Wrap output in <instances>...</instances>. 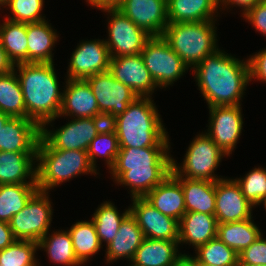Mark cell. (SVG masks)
<instances>
[{"label": "cell", "instance_id": "6da1fadb", "mask_svg": "<svg viewBox=\"0 0 266 266\" xmlns=\"http://www.w3.org/2000/svg\"><path fill=\"white\" fill-rule=\"evenodd\" d=\"M195 78L208 106L240 105L250 79L249 61L216 50L195 68Z\"/></svg>", "mask_w": 266, "mask_h": 266}, {"label": "cell", "instance_id": "7a4b0ae2", "mask_svg": "<svg viewBox=\"0 0 266 266\" xmlns=\"http://www.w3.org/2000/svg\"><path fill=\"white\" fill-rule=\"evenodd\" d=\"M169 148H120L111 173L117 182L132 187V198L144 197L171 174Z\"/></svg>", "mask_w": 266, "mask_h": 266}, {"label": "cell", "instance_id": "3957f363", "mask_svg": "<svg viewBox=\"0 0 266 266\" xmlns=\"http://www.w3.org/2000/svg\"><path fill=\"white\" fill-rule=\"evenodd\" d=\"M19 82L27 119L40 128L59 117L63 93L59 92L53 63H18Z\"/></svg>", "mask_w": 266, "mask_h": 266}, {"label": "cell", "instance_id": "277c9868", "mask_svg": "<svg viewBox=\"0 0 266 266\" xmlns=\"http://www.w3.org/2000/svg\"><path fill=\"white\" fill-rule=\"evenodd\" d=\"M149 97H138L124 113L108 124L115 130L119 147H168L169 141L157 109Z\"/></svg>", "mask_w": 266, "mask_h": 266}, {"label": "cell", "instance_id": "5b68a950", "mask_svg": "<svg viewBox=\"0 0 266 266\" xmlns=\"http://www.w3.org/2000/svg\"><path fill=\"white\" fill-rule=\"evenodd\" d=\"M36 159L40 163L36 170V184L40 191L50 188L81 173H95L85 150H62L51 148L39 138Z\"/></svg>", "mask_w": 266, "mask_h": 266}, {"label": "cell", "instance_id": "8992f818", "mask_svg": "<svg viewBox=\"0 0 266 266\" xmlns=\"http://www.w3.org/2000/svg\"><path fill=\"white\" fill-rule=\"evenodd\" d=\"M213 23V20L169 23L162 36L188 67L193 65L195 68L218 50Z\"/></svg>", "mask_w": 266, "mask_h": 266}, {"label": "cell", "instance_id": "52a82bcc", "mask_svg": "<svg viewBox=\"0 0 266 266\" xmlns=\"http://www.w3.org/2000/svg\"><path fill=\"white\" fill-rule=\"evenodd\" d=\"M227 155L223 152L213 140L206 134L199 135L191 142L189 149L185 155L184 163L181 169L176 165L172 158L173 176H183L188 179L218 181L214 170L219 165L222 156Z\"/></svg>", "mask_w": 266, "mask_h": 266}, {"label": "cell", "instance_id": "ba28073f", "mask_svg": "<svg viewBox=\"0 0 266 266\" xmlns=\"http://www.w3.org/2000/svg\"><path fill=\"white\" fill-rule=\"evenodd\" d=\"M156 86H167L188 69L163 36H151L140 53Z\"/></svg>", "mask_w": 266, "mask_h": 266}, {"label": "cell", "instance_id": "9c48e42d", "mask_svg": "<svg viewBox=\"0 0 266 266\" xmlns=\"http://www.w3.org/2000/svg\"><path fill=\"white\" fill-rule=\"evenodd\" d=\"M48 193L38 190L27 205L9 222L10 228L17 240L38 242L49 231L52 209Z\"/></svg>", "mask_w": 266, "mask_h": 266}, {"label": "cell", "instance_id": "30bf717a", "mask_svg": "<svg viewBox=\"0 0 266 266\" xmlns=\"http://www.w3.org/2000/svg\"><path fill=\"white\" fill-rule=\"evenodd\" d=\"M85 80L96 98L100 114L108 123L117 115L124 113L128 105L138 98L131 88L115 80L109 70Z\"/></svg>", "mask_w": 266, "mask_h": 266}, {"label": "cell", "instance_id": "8fae6325", "mask_svg": "<svg viewBox=\"0 0 266 266\" xmlns=\"http://www.w3.org/2000/svg\"><path fill=\"white\" fill-rule=\"evenodd\" d=\"M108 124L105 118H77L55 132L41 127V138L53 149L85 150Z\"/></svg>", "mask_w": 266, "mask_h": 266}, {"label": "cell", "instance_id": "7c38bea8", "mask_svg": "<svg viewBox=\"0 0 266 266\" xmlns=\"http://www.w3.org/2000/svg\"><path fill=\"white\" fill-rule=\"evenodd\" d=\"M102 10L109 12L112 16L108 28L110 37L108 41H105L111 57L140 54L151 36L136 26L116 7L102 8Z\"/></svg>", "mask_w": 266, "mask_h": 266}, {"label": "cell", "instance_id": "4fadbf2b", "mask_svg": "<svg viewBox=\"0 0 266 266\" xmlns=\"http://www.w3.org/2000/svg\"><path fill=\"white\" fill-rule=\"evenodd\" d=\"M116 8L150 36H162L169 24L167 0H122Z\"/></svg>", "mask_w": 266, "mask_h": 266}, {"label": "cell", "instance_id": "5bb4252c", "mask_svg": "<svg viewBox=\"0 0 266 266\" xmlns=\"http://www.w3.org/2000/svg\"><path fill=\"white\" fill-rule=\"evenodd\" d=\"M130 209L144 237L157 240L178 241L179 221L162 214L143 197H134Z\"/></svg>", "mask_w": 266, "mask_h": 266}, {"label": "cell", "instance_id": "9a60e30c", "mask_svg": "<svg viewBox=\"0 0 266 266\" xmlns=\"http://www.w3.org/2000/svg\"><path fill=\"white\" fill-rule=\"evenodd\" d=\"M210 129L207 134L213 142L226 154L236 146L242 130L240 105L211 106Z\"/></svg>", "mask_w": 266, "mask_h": 266}, {"label": "cell", "instance_id": "2e32d148", "mask_svg": "<svg viewBox=\"0 0 266 266\" xmlns=\"http://www.w3.org/2000/svg\"><path fill=\"white\" fill-rule=\"evenodd\" d=\"M216 207L214 216L218 224L251 218L252 204L245 198L236 180L215 182Z\"/></svg>", "mask_w": 266, "mask_h": 266}, {"label": "cell", "instance_id": "e0dca14e", "mask_svg": "<svg viewBox=\"0 0 266 266\" xmlns=\"http://www.w3.org/2000/svg\"><path fill=\"white\" fill-rule=\"evenodd\" d=\"M111 55L105 41L82 42L72 54L67 79L85 80L109 70Z\"/></svg>", "mask_w": 266, "mask_h": 266}, {"label": "cell", "instance_id": "ac0fdd59", "mask_svg": "<svg viewBox=\"0 0 266 266\" xmlns=\"http://www.w3.org/2000/svg\"><path fill=\"white\" fill-rule=\"evenodd\" d=\"M109 72L115 80L131 88L138 97H149L150 92L157 87L141 54L111 57Z\"/></svg>", "mask_w": 266, "mask_h": 266}, {"label": "cell", "instance_id": "d6986e66", "mask_svg": "<svg viewBox=\"0 0 266 266\" xmlns=\"http://www.w3.org/2000/svg\"><path fill=\"white\" fill-rule=\"evenodd\" d=\"M41 128L31 119L10 117L0 130V151L36 152Z\"/></svg>", "mask_w": 266, "mask_h": 266}, {"label": "cell", "instance_id": "ffe728a7", "mask_svg": "<svg viewBox=\"0 0 266 266\" xmlns=\"http://www.w3.org/2000/svg\"><path fill=\"white\" fill-rule=\"evenodd\" d=\"M63 92L59 116L64 114L77 118H104L99 111L96 98L86 80L68 79Z\"/></svg>", "mask_w": 266, "mask_h": 266}, {"label": "cell", "instance_id": "44dd1931", "mask_svg": "<svg viewBox=\"0 0 266 266\" xmlns=\"http://www.w3.org/2000/svg\"><path fill=\"white\" fill-rule=\"evenodd\" d=\"M143 198L162 214L178 221L186 213L181 183L172 174L167 176Z\"/></svg>", "mask_w": 266, "mask_h": 266}, {"label": "cell", "instance_id": "7402d4cb", "mask_svg": "<svg viewBox=\"0 0 266 266\" xmlns=\"http://www.w3.org/2000/svg\"><path fill=\"white\" fill-rule=\"evenodd\" d=\"M217 230L218 221L214 215L186 212L179 221L178 242H190L197 249L216 238Z\"/></svg>", "mask_w": 266, "mask_h": 266}, {"label": "cell", "instance_id": "603a6c76", "mask_svg": "<svg viewBox=\"0 0 266 266\" xmlns=\"http://www.w3.org/2000/svg\"><path fill=\"white\" fill-rule=\"evenodd\" d=\"M36 152L0 151V185L1 184H36V168L33 160ZM33 159V160H32ZM31 176V182L26 177Z\"/></svg>", "mask_w": 266, "mask_h": 266}, {"label": "cell", "instance_id": "cb8c5ba5", "mask_svg": "<svg viewBox=\"0 0 266 266\" xmlns=\"http://www.w3.org/2000/svg\"><path fill=\"white\" fill-rule=\"evenodd\" d=\"M184 193L186 212L214 215L216 207L215 182L174 176Z\"/></svg>", "mask_w": 266, "mask_h": 266}, {"label": "cell", "instance_id": "d4e9b609", "mask_svg": "<svg viewBox=\"0 0 266 266\" xmlns=\"http://www.w3.org/2000/svg\"><path fill=\"white\" fill-rule=\"evenodd\" d=\"M144 238L143 231L138 226L136 219L129 213L121 222L117 235L107 245V262L121 257L132 260Z\"/></svg>", "mask_w": 266, "mask_h": 266}, {"label": "cell", "instance_id": "484cf974", "mask_svg": "<svg viewBox=\"0 0 266 266\" xmlns=\"http://www.w3.org/2000/svg\"><path fill=\"white\" fill-rule=\"evenodd\" d=\"M218 4L219 0H167L168 23L213 20L212 13Z\"/></svg>", "mask_w": 266, "mask_h": 266}, {"label": "cell", "instance_id": "4316f807", "mask_svg": "<svg viewBox=\"0 0 266 266\" xmlns=\"http://www.w3.org/2000/svg\"><path fill=\"white\" fill-rule=\"evenodd\" d=\"M178 241L144 238L131 261L139 266H172L177 256Z\"/></svg>", "mask_w": 266, "mask_h": 266}, {"label": "cell", "instance_id": "83f0119b", "mask_svg": "<svg viewBox=\"0 0 266 266\" xmlns=\"http://www.w3.org/2000/svg\"><path fill=\"white\" fill-rule=\"evenodd\" d=\"M28 40V63H53L52 47L57 41L56 33L43 20L26 24Z\"/></svg>", "mask_w": 266, "mask_h": 266}, {"label": "cell", "instance_id": "f1b7e54d", "mask_svg": "<svg viewBox=\"0 0 266 266\" xmlns=\"http://www.w3.org/2000/svg\"><path fill=\"white\" fill-rule=\"evenodd\" d=\"M261 236L258 227L250 219L218 224L217 238L238 254Z\"/></svg>", "mask_w": 266, "mask_h": 266}, {"label": "cell", "instance_id": "f546056e", "mask_svg": "<svg viewBox=\"0 0 266 266\" xmlns=\"http://www.w3.org/2000/svg\"><path fill=\"white\" fill-rule=\"evenodd\" d=\"M38 190L37 184H1L0 220L9 223Z\"/></svg>", "mask_w": 266, "mask_h": 266}, {"label": "cell", "instance_id": "4dcf8cb0", "mask_svg": "<svg viewBox=\"0 0 266 266\" xmlns=\"http://www.w3.org/2000/svg\"><path fill=\"white\" fill-rule=\"evenodd\" d=\"M0 40L8 58L14 63H28V40L26 23L6 19L0 26Z\"/></svg>", "mask_w": 266, "mask_h": 266}, {"label": "cell", "instance_id": "1f68e13d", "mask_svg": "<svg viewBox=\"0 0 266 266\" xmlns=\"http://www.w3.org/2000/svg\"><path fill=\"white\" fill-rule=\"evenodd\" d=\"M0 111L11 117L27 119L22 88L15 69L10 73L0 74Z\"/></svg>", "mask_w": 266, "mask_h": 266}, {"label": "cell", "instance_id": "d6a6232c", "mask_svg": "<svg viewBox=\"0 0 266 266\" xmlns=\"http://www.w3.org/2000/svg\"><path fill=\"white\" fill-rule=\"evenodd\" d=\"M68 232L72 239L75 255L82 264L101 248L92 220L90 222H77Z\"/></svg>", "mask_w": 266, "mask_h": 266}, {"label": "cell", "instance_id": "836d02e7", "mask_svg": "<svg viewBox=\"0 0 266 266\" xmlns=\"http://www.w3.org/2000/svg\"><path fill=\"white\" fill-rule=\"evenodd\" d=\"M46 234L38 241V248H45L54 263L76 266L82 264L76 257L69 232H56L51 238Z\"/></svg>", "mask_w": 266, "mask_h": 266}, {"label": "cell", "instance_id": "e575fe53", "mask_svg": "<svg viewBox=\"0 0 266 266\" xmlns=\"http://www.w3.org/2000/svg\"><path fill=\"white\" fill-rule=\"evenodd\" d=\"M130 213V209L120 216L115 206L110 202L102 204L94 213L92 222L95 225L100 244L102 241L109 245L117 235L119 226L123 219Z\"/></svg>", "mask_w": 266, "mask_h": 266}, {"label": "cell", "instance_id": "d590c367", "mask_svg": "<svg viewBox=\"0 0 266 266\" xmlns=\"http://www.w3.org/2000/svg\"><path fill=\"white\" fill-rule=\"evenodd\" d=\"M119 142L115 130L107 124L102 131L91 141L87 150L91 166L95 169L96 156L106 157V163L111 169L114 166L116 157L119 153Z\"/></svg>", "mask_w": 266, "mask_h": 266}, {"label": "cell", "instance_id": "8d00e7d4", "mask_svg": "<svg viewBox=\"0 0 266 266\" xmlns=\"http://www.w3.org/2000/svg\"><path fill=\"white\" fill-rule=\"evenodd\" d=\"M196 253L195 258L199 264L216 266L239 264L238 253L217 237L199 246Z\"/></svg>", "mask_w": 266, "mask_h": 266}, {"label": "cell", "instance_id": "74e56055", "mask_svg": "<svg viewBox=\"0 0 266 266\" xmlns=\"http://www.w3.org/2000/svg\"><path fill=\"white\" fill-rule=\"evenodd\" d=\"M37 248L38 242L16 240L0 250V266H36L34 253Z\"/></svg>", "mask_w": 266, "mask_h": 266}, {"label": "cell", "instance_id": "f35d334b", "mask_svg": "<svg viewBox=\"0 0 266 266\" xmlns=\"http://www.w3.org/2000/svg\"><path fill=\"white\" fill-rule=\"evenodd\" d=\"M245 198L253 205H259L266 199V170L255 168L243 179H235Z\"/></svg>", "mask_w": 266, "mask_h": 266}, {"label": "cell", "instance_id": "ab89813d", "mask_svg": "<svg viewBox=\"0 0 266 266\" xmlns=\"http://www.w3.org/2000/svg\"><path fill=\"white\" fill-rule=\"evenodd\" d=\"M6 5L13 14L9 21L30 24L45 20L40 15L43 0H7Z\"/></svg>", "mask_w": 266, "mask_h": 266}, {"label": "cell", "instance_id": "60d3db41", "mask_svg": "<svg viewBox=\"0 0 266 266\" xmlns=\"http://www.w3.org/2000/svg\"><path fill=\"white\" fill-rule=\"evenodd\" d=\"M240 266H266V240L261 236L238 254Z\"/></svg>", "mask_w": 266, "mask_h": 266}, {"label": "cell", "instance_id": "b9f144b4", "mask_svg": "<svg viewBox=\"0 0 266 266\" xmlns=\"http://www.w3.org/2000/svg\"><path fill=\"white\" fill-rule=\"evenodd\" d=\"M243 15L255 26L256 30L266 35V0L260 1Z\"/></svg>", "mask_w": 266, "mask_h": 266}, {"label": "cell", "instance_id": "7bdbcfd3", "mask_svg": "<svg viewBox=\"0 0 266 266\" xmlns=\"http://www.w3.org/2000/svg\"><path fill=\"white\" fill-rule=\"evenodd\" d=\"M248 61L250 79L256 77L260 80L266 81V50L258 52L255 56L250 57Z\"/></svg>", "mask_w": 266, "mask_h": 266}, {"label": "cell", "instance_id": "ee69618b", "mask_svg": "<svg viewBox=\"0 0 266 266\" xmlns=\"http://www.w3.org/2000/svg\"><path fill=\"white\" fill-rule=\"evenodd\" d=\"M17 239L10 228V224L0 220V250L8 247L14 243Z\"/></svg>", "mask_w": 266, "mask_h": 266}, {"label": "cell", "instance_id": "f6af8a7d", "mask_svg": "<svg viewBox=\"0 0 266 266\" xmlns=\"http://www.w3.org/2000/svg\"><path fill=\"white\" fill-rule=\"evenodd\" d=\"M14 63L8 58L0 40V74L10 73L14 70Z\"/></svg>", "mask_w": 266, "mask_h": 266}, {"label": "cell", "instance_id": "bcb514c9", "mask_svg": "<svg viewBox=\"0 0 266 266\" xmlns=\"http://www.w3.org/2000/svg\"><path fill=\"white\" fill-rule=\"evenodd\" d=\"M260 1L262 0H219V2L224 3V5L227 4H237L238 6L244 7V13H246L249 9L256 6Z\"/></svg>", "mask_w": 266, "mask_h": 266}, {"label": "cell", "instance_id": "7dc6e473", "mask_svg": "<svg viewBox=\"0 0 266 266\" xmlns=\"http://www.w3.org/2000/svg\"><path fill=\"white\" fill-rule=\"evenodd\" d=\"M172 266H200V264L195 257L180 254Z\"/></svg>", "mask_w": 266, "mask_h": 266}, {"label": "cell", "instance_id": "c3c4849f", "mask_svg": "<svg viewBox=\"0 0 266 266\" xmlns=\"http://www.w3.org/2000/svg\"><path fill=\"white\" fill-rule=\"evenodd\" d=\"M92 6L97 8H115L122 0H87Z\"/></svg>", "mask_w": 266, "mask_h": 266}, {"label": "cell", "instance_id": "681fc988", "mask_svg": "<svg viewBox=\"0 0 266 266\" xmlns=\"http://www.w3.org/2000/svg\"><path fill=\"white\" fill-rule=\"evenodd\" d=\"M11 116L0 111V130Z\"/></svg>", "mask_w": 266, "mask_h": 266}, {"label": "cell", "instance_id": "f907efd6", "mask_svg": "<svg viewBox=\"0 0 266 266\" xmlns=\"http://www.w3.org/2000/svg\"><path fill=\"white\" fill-rule=\"evenodd\" d=\"M200 266H216V265L200 264ZM229 266H240V265L239 264H232Z\"/></svg>", "mask_w": 266, "mask_h": 266}, {"label": "cell", "instance_id": "816d5d0a", "mask_svg": "<svg viewBox=\"0 0 266 266\" xmlns=\"http://www.w3.org/2000/svg\"><path fill=\"white\" fill-rule=\"evenodd\" d=\"M7 4V0H0V5H6Z\"/></svg>", "mask_w": 266, "mask_h": 266}]
</instances>
